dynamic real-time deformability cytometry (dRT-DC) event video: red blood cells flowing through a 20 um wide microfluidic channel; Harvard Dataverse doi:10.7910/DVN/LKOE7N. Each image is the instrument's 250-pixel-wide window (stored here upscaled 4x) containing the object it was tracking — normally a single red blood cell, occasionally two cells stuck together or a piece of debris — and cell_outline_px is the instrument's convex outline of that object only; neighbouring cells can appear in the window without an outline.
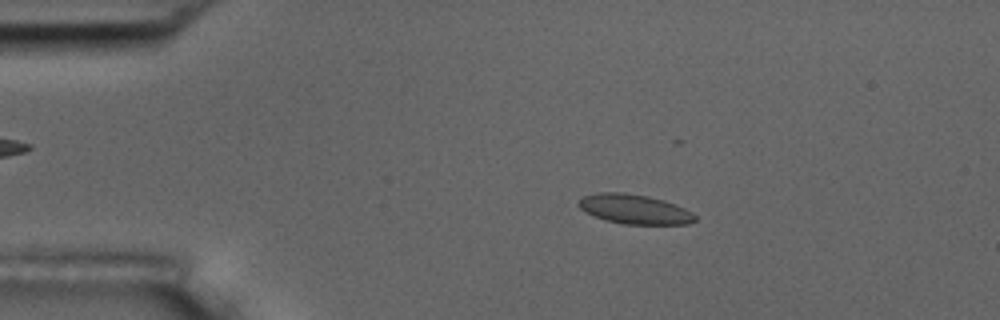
{"species": "common noctule bat (a hibernating species)", "species_latin": "Nyctalus noctula", "temperature_condition": "room temperature", "stored_images_in_passage": 6, "camera_frame_rate_fps": 3000, "um_per_image_px": 0.085, "animal": {"sex": "male", "body_mass_g": 17.5, "forearm_length_mm": 52.3}, "frame": {"image": 1, "passage_image": 3, "time_ms": 2.333, "image_size_px": [1000, 320], "cell_outline_px": [[696, 220], [688, 224], [624, 224], [604, 220], [584, 212], [576, 204], [580, 196], [596, 192], [624, 192], [648, 196], [664, 200], [676, 204], [692, 212], [696, 216]], "centroid_in_image_um": [53.88, 17.77], "position_along_channel_um": 31.1, "area_um2": 20.4}}
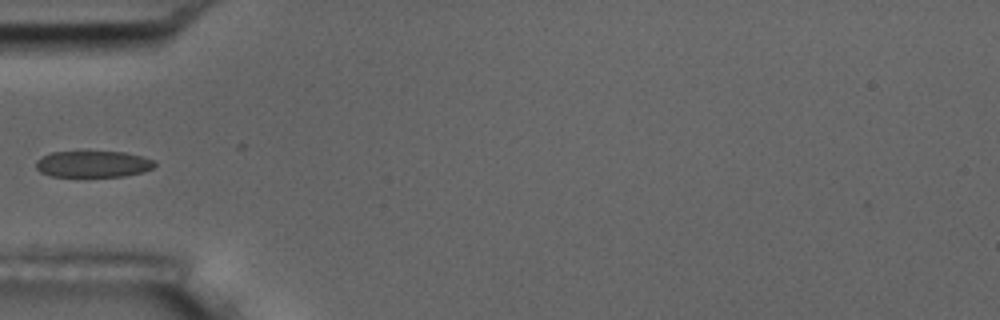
{"frame": {"image": 2, "passage_image": 5, "time_ms": 5.0, "image_size_px": [1000, 320], "cell_outline_px": [[156, 164], [152, 168], [144, 172], [124, 176], [52, 176], [40, 172], [36, 168], [36, 160], [52, 152], [124, 152], [156, 160]], "centroid_in_image_um": [7.93, 13.95], "position_along_channel_um": 77.1, "area_um2": 18.15}}